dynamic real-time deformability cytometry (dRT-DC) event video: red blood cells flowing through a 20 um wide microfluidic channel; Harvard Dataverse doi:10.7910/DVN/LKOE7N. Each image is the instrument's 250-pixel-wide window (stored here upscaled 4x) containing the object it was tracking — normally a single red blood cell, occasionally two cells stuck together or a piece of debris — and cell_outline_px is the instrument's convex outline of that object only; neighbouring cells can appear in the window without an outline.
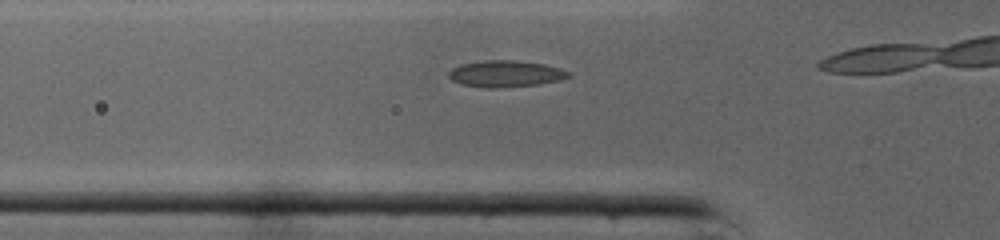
{"species": "common noctule bat (a hibernating species)", "species_latin": "Nyctalus noctula", "temperature_condition": "cold", "stored_images_in_passage": 6, "camera_frame_rate_fps": 3000, "um_per_image_px": 0.085, "animal": {"sex": "male", "body_mass_g": 19.0, "forearm_length_mm": 50.8}, "frame": {"image": 1, "passage_image": 4, "time_ms": 1.0, "image_size_px": [1000, 240], "cell_outline_px": [[572, 76], [560, 80], [540, 84], [492, 88], [488, 88], [460, 84], [452, 80], [448, 76], [448, 72], [452, 68], [460, 64], [484, 60], [512, 60], [544, 64], [560, 68], [572, 72]], "centroid_in_image_um": [42.98, 6.26], "position_along_channel_um": 82.8, "area_um2": 18.61}}